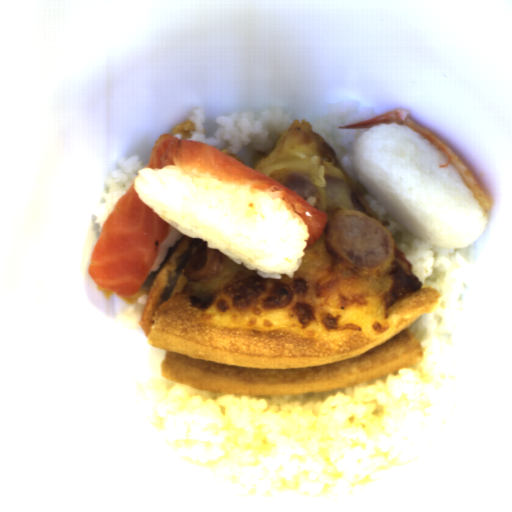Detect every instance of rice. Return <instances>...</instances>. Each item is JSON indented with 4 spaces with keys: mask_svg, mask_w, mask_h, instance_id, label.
<instances>
[{
    "mask_svg": "<svg viewBox=\"0 0 512 512\" xmlns=\"http://www.w3.org/2000/svg\"><path fill=\"white\" fill-rule=\"evenodd\" d=\"M442 376L427 359L334 390L239 395L157 373L150 401L173 455L242 498L315 496L383 473L426 432Z\"/></svg>",
    "mask_w": 512,
    "mask_h": 512,
    "instance_id": "rice-1",
    "label": "rice"
},
{
    "mask_svg": "<svg viewBox=\"0 0 512 512\" xmlns=\"http://www.w3.org/2000/svg\"><path fill=\"white\" fill-rule=\"evenodd\" d=\"M115 164L117 170L103 181L108 187V193L100 194L105 203H96L91 216L101 234L108 215L133 183L139 199L169 225L147 276L159 270L169 248L186 235L206 241L208 248L260 277L294 278L310 234L280 198L273 200L262 190L251 193L248 183L224 184L212 175L191 177L168 166L154 170L137 154L119 156Z\"/></svg>",
    "mask_w": 512,
    "mask_h": 512,
    "instance_id": "rice-2",
    "label": "rice"
},
{
    "mask_svg": "<svg viewBox=\"0 0 512 512\" xmlns=\"http://www.w3.org/2000/svg\"><path fill=\"white\" fill-rule=\"evenodd\" d=\"M353 168L360 184L408 233L438 248L464 249L488 225L448 157L403 124L367 127L354 140Z\"/></svg>",
    "mask_w": 512,
    "mask_h": 512,
    "instance_id": "rice-3",
    "label": "rice"
},
{
    "mask_svg": "<svg viewBox=\"0 0 512 512\" xmlns=\"http://www.w3.org/2000/svg\"><path fill=\"white\" fill-rule=\"evenodd\" d=\"M377 117L360 100L344 99L328 106L325 115L311 121L312 130L320 134L334 150L340 165L355 179L361 193L380 222L393 236L394 249L404 255L414 275L435 289L439 302L431 313L421 315L410 327L423 350L452 336L458 329L463 307L461 296L473 282V244L465 248H439L409 233L360 183L354 168L355 140L366 128H339Z\"/></svg>",
    "mask_w": 512,
    "mask_h": 512,
    "instance_id": "rice-4",
    "label": "rice"
},
{
    "mask_svg": "<svg viewBox=\"0 0 512 512\" xmlns=\"http://www.w3.org/2000/svg\"><path fill=\"white\" fill-rule=\"evenodd\" d=\"M188 121L194 123V131L187 140L208 143L221 152L237 153L243 164L249 167L252 158L269 150L293 122L281 105L255 112L220 115L216 117L217 130L211 137L205 135V111L202 107L193 110Z\"/></svg>",
    "mask_w": 512,
    "mask_h": 512,
    "instance_id": "rice-5",
    "label": "rice"
},
{
    "mask_svg": "<svg viewBox=\"0 0 512 512\" xmlns=\"http://www.w3.org/2000/svg\"><path fill=\"white\" fill-rule=\"evenodd\" d=\"M148 295L137 297L131 304L123 308L121 315L124 322L131 325H141L140 320L148 299Z\"/></svg>",
    "mask_w": 512,
    "mask_h": 512,
    "instance_id": "rice-6",
    "label": "rice"
}]
</instances>
